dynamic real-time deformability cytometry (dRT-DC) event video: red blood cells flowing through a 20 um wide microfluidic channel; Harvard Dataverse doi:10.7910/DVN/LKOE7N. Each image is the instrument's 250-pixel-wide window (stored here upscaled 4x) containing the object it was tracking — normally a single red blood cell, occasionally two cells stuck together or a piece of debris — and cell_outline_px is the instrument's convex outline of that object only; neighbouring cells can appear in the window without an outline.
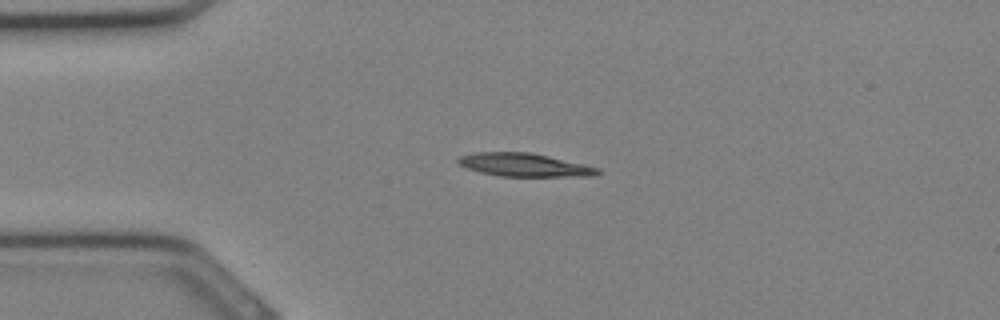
{"species": "Egyptian fruit bat (a non-hibernating species)", "species_latin": "Rousettus aegyptiacus", "temperature_condition": "cold", "stored_images_in_passage": 11, "camera_frame_rate_fps": 3000, "um_per_image_px": 0.085, "animal": {"sex": "female"}, "frame": {"image": 1, "passage_image": 7, "time_ms": 2.0, "image_size_px": [1000, 320], "cell_outline_px": [[600, 172], [596, 176], [500, 176], [480, 172], [468, 168], [460, 164], [456, 160], [460, 156], [476, 152], [528, 152], [548, 156], [584, 164], [600, 168]], "centroid_in_image_um": [44.59, 14.02], "position_along_channel_um": 40.4, "area_um2": 18.73}}
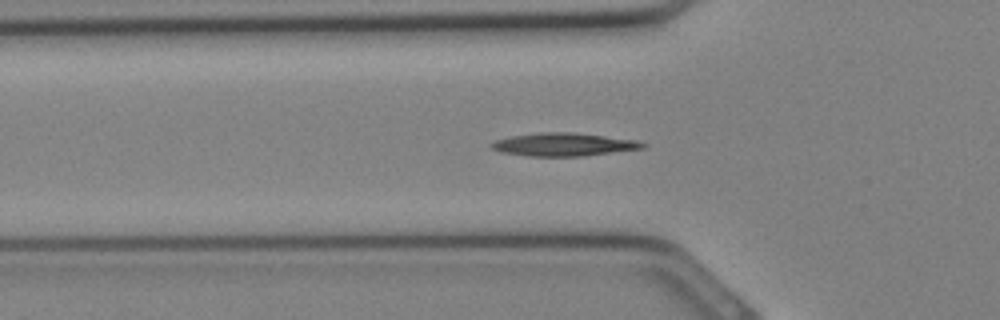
{"frame": {"image": 2, "passage_image": 10, "time_ms": 3.0, "image_size_px": [1000, 320], "cell_outline_px": [[648, 144], [644, 148], [580, 156], [528, 156], [500, 152], [492, 148], [488, 144], [496, 140], [512, 136], [540, 132], [572, 132], [636, 140]], "centroid_in_image_um": [47.88, 12.28], "position_along_channel_um": 77.9, "area_um2": 20.17}}